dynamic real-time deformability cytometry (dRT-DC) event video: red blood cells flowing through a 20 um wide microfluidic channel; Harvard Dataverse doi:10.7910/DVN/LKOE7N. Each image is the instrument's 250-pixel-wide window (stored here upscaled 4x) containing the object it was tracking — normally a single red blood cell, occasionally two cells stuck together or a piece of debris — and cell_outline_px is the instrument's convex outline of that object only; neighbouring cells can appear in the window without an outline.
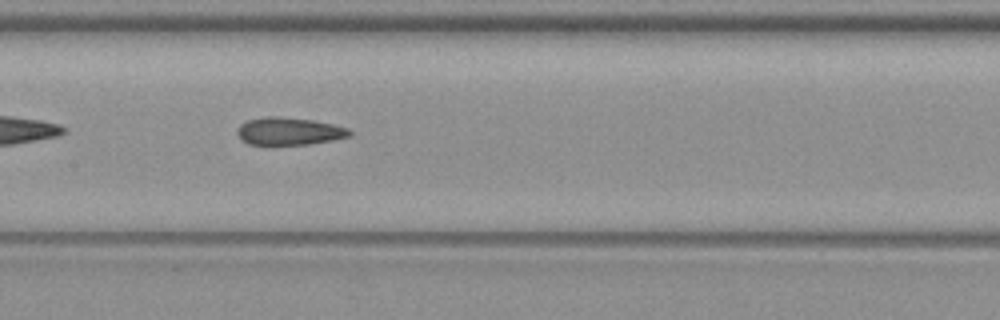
{"species": "common noctule bat (a hibernating species)", "species_latin": "Nyctalus noctula", "temperature_condition": "warm", "stored_images_in_passage": 35, "camera_frame_rate_fps": 3000, "um_per_image_px": 0.085, "animal": {"sex": "female", "body_mass_g": 19.3, "forearm_length_mm": 54.1}, "frame": {"image": 1, "passage_image": 11, "time_ms": 3.333, "image_size_px": [1000, 320], "cell_outline_px": [[352, 136], [332, 140], [308, 144], [248, 144], [240, 140], [236, 132], [236, 128], [240, 124], [248, 120], [268, 116], [280, 116], [312, 120], [332, 124], [348, 128], [352, 132]], "centroid_in_image_um": [24.55, 11.15], "position_along_channel_um": 182.9, "area_um2": 18.09}}